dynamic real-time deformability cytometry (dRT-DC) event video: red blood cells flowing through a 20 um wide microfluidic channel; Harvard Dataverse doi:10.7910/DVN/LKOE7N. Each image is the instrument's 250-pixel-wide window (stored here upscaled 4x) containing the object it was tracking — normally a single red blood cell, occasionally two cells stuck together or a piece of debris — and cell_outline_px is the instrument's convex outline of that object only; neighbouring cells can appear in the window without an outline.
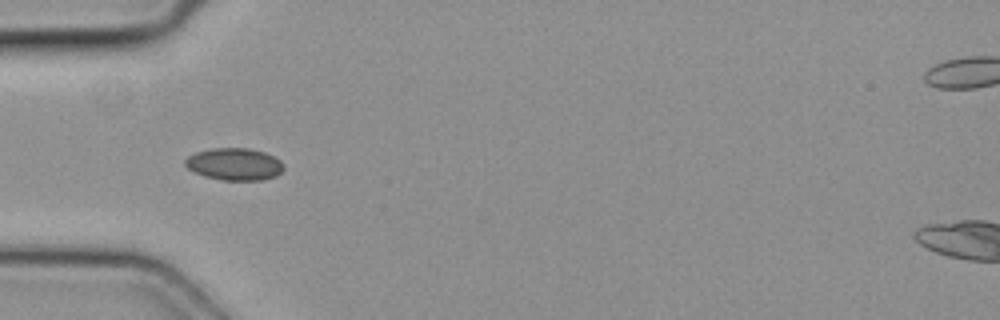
{"species": "common noctule bat (a hibernating species)", "species_latin": "Nyctalus noctula", "temperature_condition": "cold", "stored_images_in_passage": 4, "camera_frame_rate_fps": 3000, "um_per_image_px": 0.085, "animal": {"sex": "female", "body_mass_g": 19.3, "forearm_length_mm": 54.1}, "frame": {"image": 1, "passage_image": 2, "time_ms": 0.333, "image_size_px": [1000, 320], "cell_outline_px": [[284, 168], [276, 176], [264, 180], [224, 180], [204, 176], [188, 168], [184, 164], [184, 160], [188, 156], [196, 152], [212, 148], [248, 148], [264, 152], [280, 160], [284, 164]], "centroid_in_image_um": [19.93, 13.95], "position_along_channel_um": 65.1, "area_um2": 18.44}}
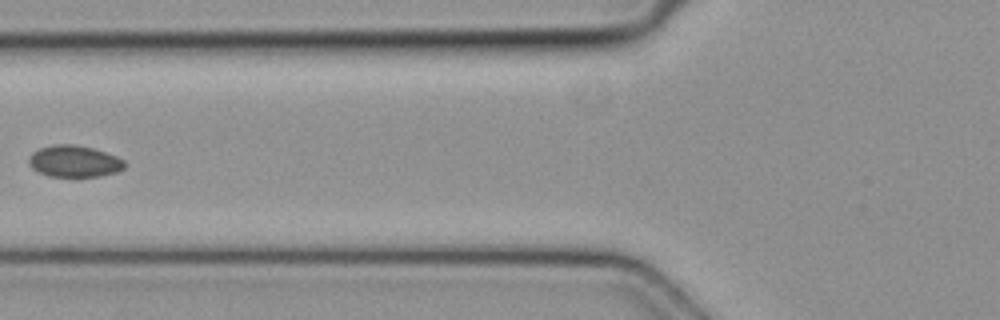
{"frame": {"image": 2, "passage_image": 3, "time_ms": 0.667, "image_size_px": [1000, 320], "cell_outline_px": [[128, 164], [124, 168], [116, 172], [100, 176], [48, 176], [32, 168], [28, 164], [28, 156], [32, 152], [40, 148], [52, 144], [72, 144], [92, 148], [116, 156], [124, 160]], "centroid_in_image_um": [6.3, 13.7], "position_along_channel_um": 119.5, "area_um2": 17.69}}
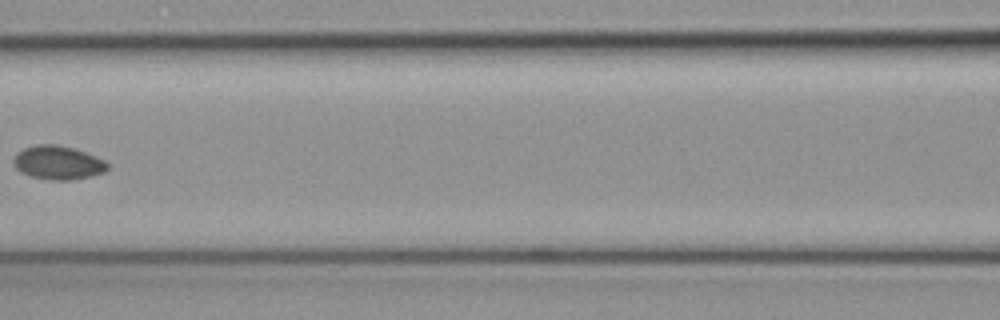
{"frame": {"image": 3, "passage_image": 4, "time_ms": 1.0, "image_size_px": [1000, 320], "cell_outline_px": [[108, 168], [104, 172], [92, 176], [72, 180], [52, 180], [28, 176], [20, 172], [12, 164], [12, 160], [16, 152], [24, 148], [36, 144], [56, 144], [72, 148], [96, 156], [104, 160], [108, 164]], "centroid_in_image_um": [4.88, 13.83], "position_along_channel_um": 161.7, "area_um2": 18.67}}